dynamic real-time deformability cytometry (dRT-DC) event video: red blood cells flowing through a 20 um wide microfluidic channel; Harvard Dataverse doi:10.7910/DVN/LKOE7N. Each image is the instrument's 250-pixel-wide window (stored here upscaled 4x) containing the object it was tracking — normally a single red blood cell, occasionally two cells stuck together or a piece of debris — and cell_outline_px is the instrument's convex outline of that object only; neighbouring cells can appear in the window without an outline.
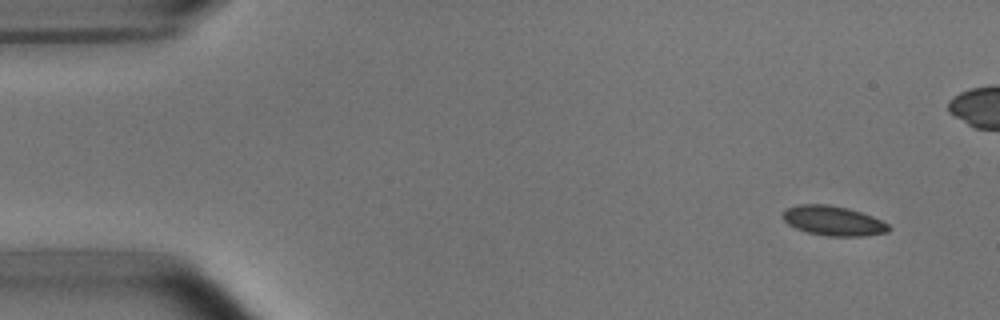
{"species": "common noctule bat (a hibernating species)", "species_latin": "Nyctalus noctula", "temperature_condition": "room temperature", "stored_images_in_passage": 5, "segment_of_instrument_passage": [2, 2], "camera_frame_rate_fps": 3000, "um_per_image_px": 0.085, "animal": {"sex": "male", "body_mass_g": 15.6}, "frame": {"image": 1, "passage_image": 5, "time_ms": 4.667, "image_size_px": [1000, 320], "cell_outline_px": [[892, 228], [888, 232], [864, 236], [828, 236], [808, 232], [796, 228], [788, 224], [784, 220], [784, 212], [788, 208], [800, 204], [828, 204], [848, 208], [872, 216], [888, 224]], "centroid_in_image_um": [70.86, 18.77], "position_along_channel_um": 14.1, "area_um2": 18.15}}